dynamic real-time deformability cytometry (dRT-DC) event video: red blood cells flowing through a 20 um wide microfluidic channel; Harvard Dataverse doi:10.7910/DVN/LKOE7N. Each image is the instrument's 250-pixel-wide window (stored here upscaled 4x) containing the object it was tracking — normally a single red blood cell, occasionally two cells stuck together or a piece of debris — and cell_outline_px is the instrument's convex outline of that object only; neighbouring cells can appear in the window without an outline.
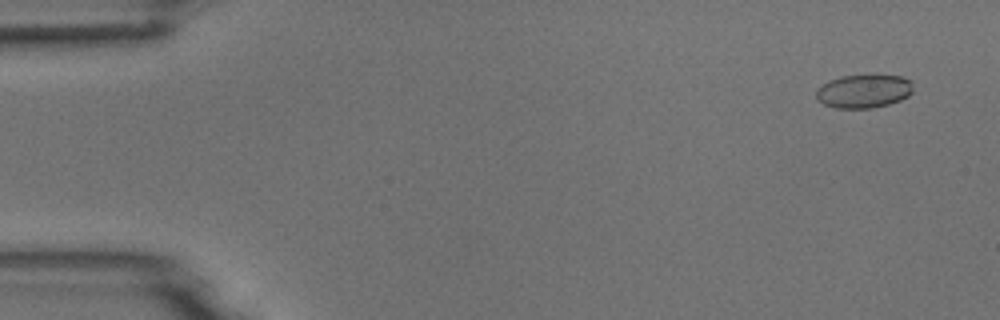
{"species": "common noctule bat (a hibernating species)", "species_latin": "Nyctalus noctula", "temperature_condition": "room temperature", "stored_images_in_passage": 55, "camera_frame_rate_fps": 3000, "um_per_image_px": 0.085, "animal": {"sex": "male", "body_mass_g": 18.8}, "frame": {"image": 1, "passage_image": 4, "time_ms": 1.0, "image_size_px": [1000, 320], "cell_outline_px": [[912, 92], [908, 96], [900, 100], [888, 104], [872, 108], [836, 108], [824, 104], [816, 100], [816, 88], [828, 80], [840, 76], [872, 72], [900, 76], [912, 80]], "centroid_in_image_um": [73.41, 7.7], "position_along_channel_um": 11.6, "area_um2": 19.77}}
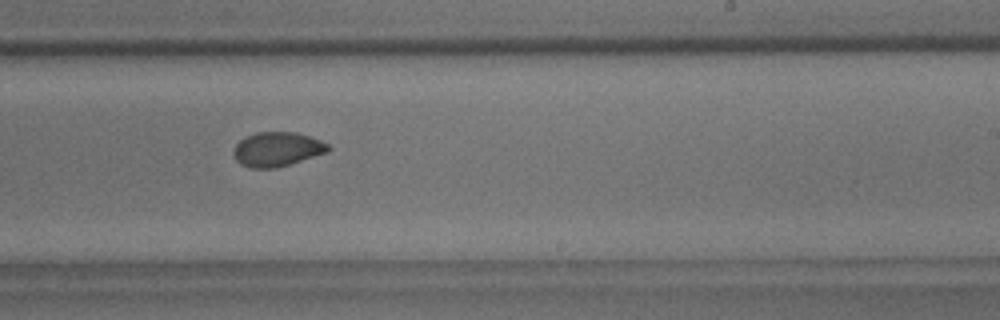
{"frame": {"image": 2, "passage_image": 34, "time_ms": 11.0, "image_size_px": [1000, 320], "cell_outline_px": [[332, 148], [328, 152], [276, 168], [252, 168], [240, 164], [236, 160], [232, 152], [236, 144], [244, 136], [256, 132], [296, 132], [320, 140], [328, 144]], "centroid_in_image_um": [23.54, 12.68], "position_along_channel_um": 265.5, "area_um2": 19.02}}
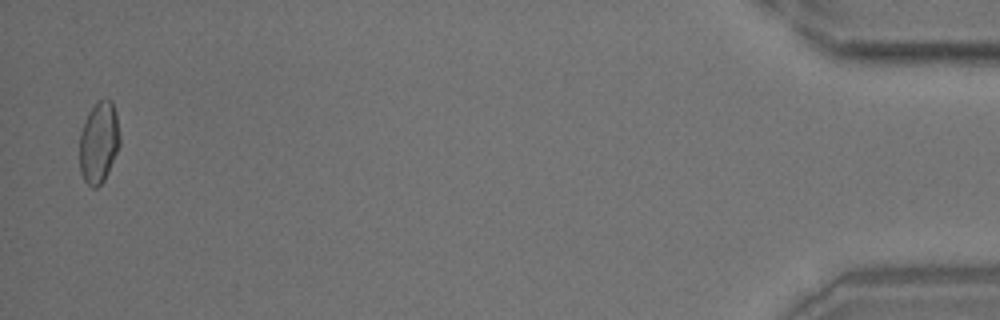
{"frame": {"image": 3, "passage_image": 54, "time_ms": 17.667, "image_size_px": [1000, 320], "cell_outline_px": [[120, 144], [108, 172], [104, 180], [96, 188], [92, 188], [84, 180], [80, 172], [80, 132], [88, 112], [100, 100], [112, 100], [116, 112], [120, 136]], "centroid_in_image_um": [8.4, 12.12], "position_along_channel_um": 426.8, "area_um2": 19.02}, "authors_computed_cell_mechanics": {"area_um2": 19.1896, "velocity_mm_per_s": 3.7485, "shape_relaxation_time_tau1_ms": 6.8442, "shape_relaxation_time_tau2_ms": 1.5529, "deformation_change_tau1": 0.1474, "deformation_change_tau2": 0.0526}}